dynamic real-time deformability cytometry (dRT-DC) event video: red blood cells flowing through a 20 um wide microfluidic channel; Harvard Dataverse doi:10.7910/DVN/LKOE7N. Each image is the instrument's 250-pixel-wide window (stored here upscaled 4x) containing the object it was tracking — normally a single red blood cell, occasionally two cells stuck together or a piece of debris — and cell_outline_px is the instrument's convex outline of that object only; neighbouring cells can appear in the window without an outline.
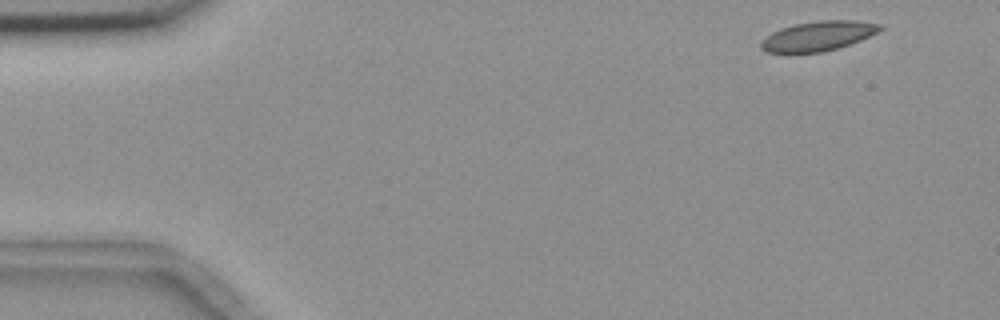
{"species": "common noctule bat (a hibernating species)", "species_latin": "Nyctalus noctula", "temperature_condition": "room temperature", "stored_images_in_passage": 4, "camera_frame_rate_fps": 3000, "um_per_image_px": 0.085, "animal": {"sex": "female", "body_mass_g": 18.4}, "frame": {"image": 1, "passage_image": 1, "time_ms": 0.0, "image_size_px": [1000, 320], "cell_outline_px": [[884, 28], [860, 40], [824, 52], [764, 52], [760, 48], [760, 44], [772, 32], [780, 28], [792, 24], [816, 20], [856, 20], [880, 24]], "centroid_in_image_um": [69.52, 3.04], "position_along_channel_um": 15.5, "area_um2": 20.4}}